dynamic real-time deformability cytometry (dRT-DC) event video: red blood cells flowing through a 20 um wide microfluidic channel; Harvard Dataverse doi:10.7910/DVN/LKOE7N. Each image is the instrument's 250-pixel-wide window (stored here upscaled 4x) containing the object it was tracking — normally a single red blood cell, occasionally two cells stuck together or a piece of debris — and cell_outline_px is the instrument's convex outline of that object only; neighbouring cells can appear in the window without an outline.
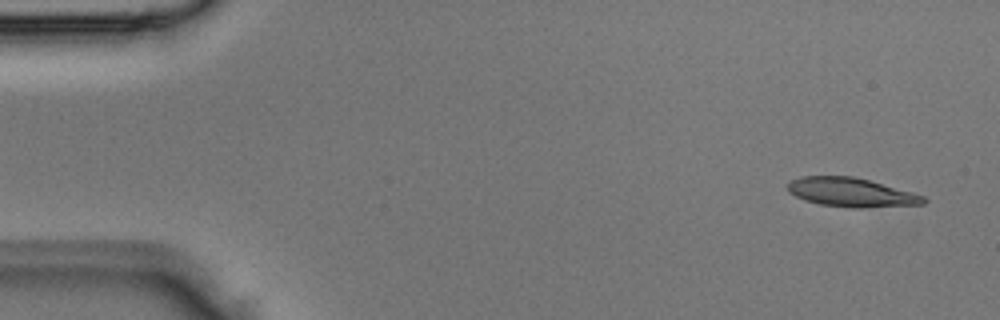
{"species": "Egyptian fruit bat (a non-hibernating species)", "species_latin": "Rousettus aegyptiacus", "temperature_condition": "room temperature", "stored_images_in_passage": 3, "camera_frame_rate_fps": 3000, "um_per_image_px": 0.085, "animal": {"sex": "male"}, "frame": {"image": 1, "passage_image": 1, "time_ms": 0.0, "image_size_px": [1000, 320], "cell_outline_px": [[928, 200], [924, 204], [860, 208], [852, 208], [820, 204], [796, 196], [788, 188], [788, 184], [792, 180], [800, 176], [852, 176], [868, 180], [912, 192], [924, 196]], "centroid_in_image_um": [72.4, 16.35], "position_along_channel_um": 12.6, "area_um2": 22.6}}